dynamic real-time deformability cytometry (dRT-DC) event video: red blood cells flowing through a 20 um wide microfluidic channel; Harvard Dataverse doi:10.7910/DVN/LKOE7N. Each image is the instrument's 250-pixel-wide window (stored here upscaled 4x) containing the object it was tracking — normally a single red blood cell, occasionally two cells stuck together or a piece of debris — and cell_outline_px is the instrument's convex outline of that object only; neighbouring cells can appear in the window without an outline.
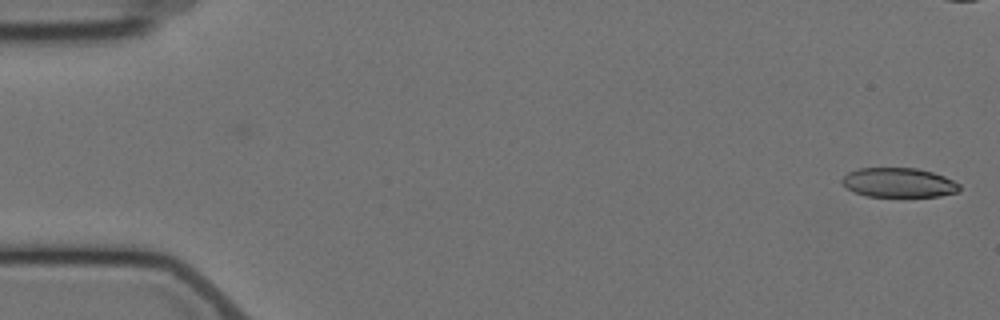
{"species": "Egyptian fruit bat (a non-hibernating species)", "species_latin": "Rousettus aegyptiacus", "temperature_condition": "cold", "stored_images_in_passage": 2, "camera_frame_rate_fps": 3000, "um_per_image_px": 0.085, "animal": {"sex": "female"}, "frame": {"image": 1, "passage_image": 2, "time_ms": 1.333, "image_size_px": [1000, 320], "cell_outline_px": [[960, 192], [940, 196], [868, 196], [856, 192], [848, 188], [840, 180], [848, 172], [860, 168], [916, 168], [932, 172], [944, 176], [960, 184]], "centroid_in_image_um": [76.42, 15.52], "position_along_channel_um": 8.6, "area_um2": 20.0}}